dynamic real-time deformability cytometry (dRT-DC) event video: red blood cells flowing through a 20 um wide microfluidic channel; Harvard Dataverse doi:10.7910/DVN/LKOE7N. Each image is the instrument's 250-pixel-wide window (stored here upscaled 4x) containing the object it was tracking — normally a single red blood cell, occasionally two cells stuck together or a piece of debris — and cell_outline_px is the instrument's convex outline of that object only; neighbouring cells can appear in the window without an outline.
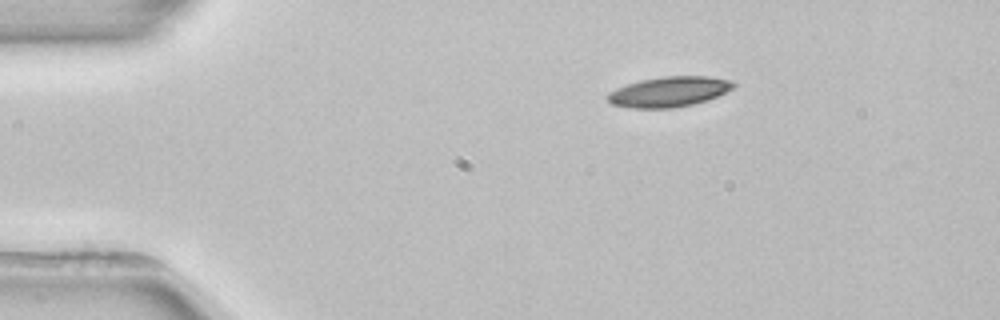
{"species": "common noctule bat (a hibernating species)", "species_latin": "Nyctalus noctula", "temperature_condition": "room temperature", "stored_images_in_passage": 3, "camera_frame_rate_fps": 3000, "um_per_image_px": 0.085, "animal": {"sex": "female", "body_mass_g": 22.7, "forearm_length_mm": 54.2}, "frame": {"image": 1, "passage_image": 1, "time_ms": 0.0, "image_size_px": [1000, 320], "cell_outline_px": [[736, 84], [732, 88], [708, 100], [692, 104], [672, 108], [628, 108], [612, 104], [604, 96], [608, 92], [616, 88], [640, 80], [664, 76], [708, 76], [732, 80]], "centroid_in_image_um": [56.83, 7.8], "position_along_channel_um": 28.2, "area_um2": 22.2}}
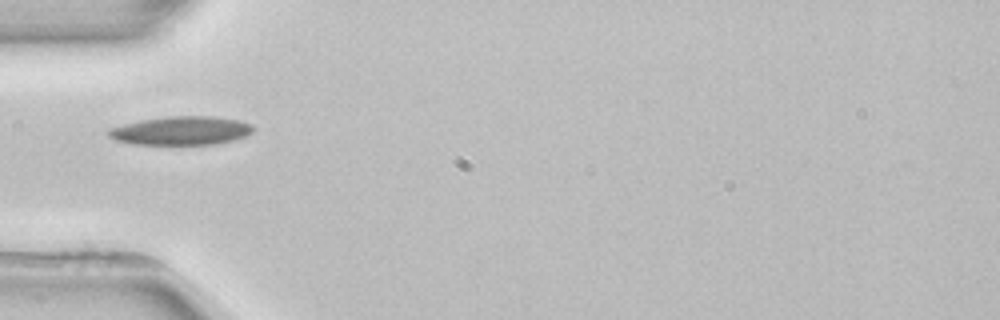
{"frame": {"image": 2, "passage_image": 3, "time_ms": 2.667, "image_size_px": [1000, 320], "cell_outline_px": [[252, 132], [244, 136], [232, 140], [216, 144], [132, 144], [116, 140], [108, 136], [108, 128], [124, 124], [144, 120], [168, 116], [216, 116], [240, 120], [252, 124]], "centroid_in_image_um": [15.4, 11.1], "position_along_channel_um": 69.6, "area_um2": 23.99}}